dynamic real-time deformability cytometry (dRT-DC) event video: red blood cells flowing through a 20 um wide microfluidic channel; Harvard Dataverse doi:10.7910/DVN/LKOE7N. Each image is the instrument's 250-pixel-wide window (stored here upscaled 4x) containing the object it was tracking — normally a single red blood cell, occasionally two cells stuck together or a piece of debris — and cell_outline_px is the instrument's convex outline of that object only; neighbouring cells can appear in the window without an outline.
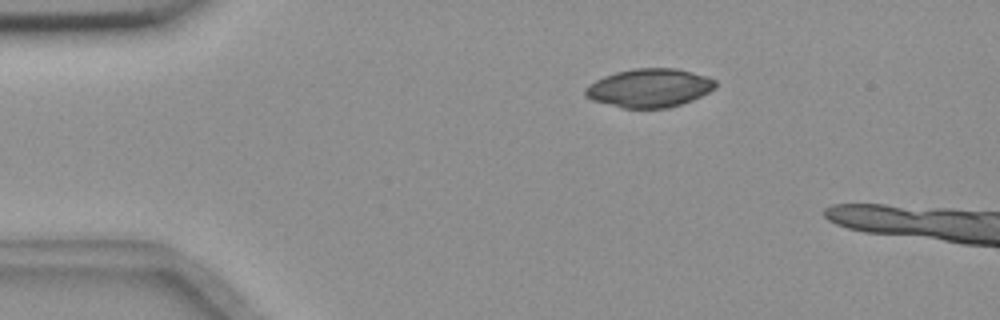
{"species": "common noctule bat (a hibernating species)", "species_latin": "Nyctalus noctula", "temperature_condition": "room temperature", "stored_images_in_passage": 3, "camera_frame_rate_fps": 3000, "um_per_image_px": 0.085, "animal": {"sex": "female", "body_mass_g": 18.4}, "frame": {"image": 1, "passage_image": 2, "time_ms": 0.333, "image_size_px": [1000, 320], "cell_outline_px": [[716, 88], [692, 100], [668, 108], [624, 108], [592, 100], [584, 96], [584, 88], [588, 84], [604, 76], [616, 72], [636, 68], [676, 68], [708, 76], [716, 80]], "centroid_in_image_um": [55.19, 7.47], "position_along_channel_um": 29.8, "area_um2": 29.3}}